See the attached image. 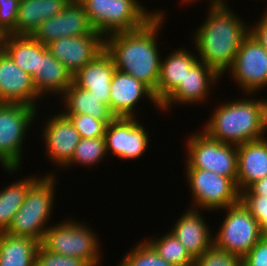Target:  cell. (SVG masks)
Listing matches in <instances>:
<instances>
[{
    "instance_id": "23",
    "label": "cell",
    "mask_w": 267,
    "mask_h": 266,
    "mask_svg": "<svg viewBox=\"0 0 267 266\" xmlns=\"http://www.w3.org/2000/svg\"><path fill=\"white\" fill-rule=\"evenodd\" d=\"M198 60L191 52L183 49L173 51L161 61L158 84L154 95L161 104L183 81L191 66Z\"/></svg>"
},
{
    "instance_id": "24",
    "label": "cell",
    "mask_w": 267,
    "mask_h": 266,
    "mask_svg": "<svg viewBox=\"0 0 267 266\" xmlns=\"http://www.w3.org/2000/svg\"><path fill=\"white\" fill-rule=\"evenodd\" d=\"M71 0H20L15 35H32L38 26L64 10Z\"/></svg>"
},
{
    "instance_id": "30",
    "label": "cell",
    "mask_w": 267,
    "mask_h": 266,
    "mask_svg": "<svg viewBox=\"0 0 267 266\" xmlns=\"http://www.w3.org/2000/svg\"><path fill=\"white\" fill-rule=\"evenodd\" d=\"M107 156L104 137L81 138L72 159L64 166L86 165L92 166L99 163Z\"/></svg>"
},
{
    "instance_id": "15",
    "label": "cell",
    "mask_w": 267,
    "mask_h": 266,
    "mask_svg": "<svg viewBox=\"0 0 267 266\" xmlns=\"http://www.w3.org/2000/svg\"><path fill=\"white\" fill-rule=\"evenodd\" d=\"M40 97L32 76L20 69L0 48V103L26 104L36 108Z\"/></svg>"
},
{
    "instance_id": "8",
    "label": "cell",
    "mask_w": 267,
    "mask_h": 266,
    "mask_svg": "<svg viewBox=\"0 0 267 266\" xmlns=\"http://www.w3.org/2000/svg\"><path fill=\"white\" fill-rule=\"evenodd\" d=\"M224 209L227 213L213 244L243 258L263 237L259 223L241 201Z\"/></svg>"
},
{
    "instance_id": "19",
    "label": "cell",
    "mask_w": 267,
    "mask_h": 266,
    "mask_svg": "<svg viewBox=\"0 0 267 266\" xmlns=\"http://www.w3.org/2000/svg\"><path fill=\"white\" fill-rule=\"evenodd\" d=\"M115 71L114 61L104 49L73 75V82L78 87L90 91L100 102L109 106L111 81Z\"/></svg>"
},
{
    "instance_id": "20",
    "label": "cell",
    "mask_w": 267,
    "mask_h": 266,
    "mask_svg": "<svg viewBox=\"0 0 267 266\" xmlns=\"http://www.w3.org/2000/svg\"><path fill=\"white\" fill-rule=\"evenodd\" d=\"M267 176V137L237 146V180L239 191Z\"/></svg>"
},
{
    "instance_id": "22",
    "label": "cell",
    "mask_w": 267,
    "mask_h": 266,
    "mask_svg": "<svg viewBox=\"0 0 267 266\" xmlns=\"http://www.w3.org/2000/svg\"><path fill=\"white\" fill-rule=\"evenodd\" d=\"M33 81L40 96L49 92L61 96L73 83V75L49 52L47 46L40 43L39 73Z\"/></svg>"
},
{
    "instance_id": "35",
    "label": "cell",
    "mask_w": 267,
    "mask_h": 266,
    "mask_svg": "<svg viewBox=\"0 0 267 266\" xmlns=\"http://www.w3.org/2000/svg\"><path fill=\"white\" fill-rule=\"evenodd\" d=\"M35 266H89L84 260L74 256L55 254L41 244L36 253Z\"/></svg>"
},
{
    "instance_id": "3",
    "label": "cell",
    "mask_w": 267,
    "mask_h": 266,
    "mask_svg": "<svg viewBox=\"0 0 267 266\" xmlns=\"http://www.w3.org/2000/svg\"><path fill=\"white\" fill-rule=\"evenodd\" d=\"M266 100L243 97L220 104L202 131L214 140L235 146L263 138L267 131Z\"/></svg>"
},
{
    "instance_id": "26",
    "label": "cell",
    "mask_w": 267,
    "mask_h": 266,
    "mask_svg": "<svg viewBox=\"0 0 267 266\" xmlns=\"http://www.w3.org/2000/svg\"><path fill=\"white\" fill-rule=\"evenodd\" d=\"M61 97L65 108V111H61L62 114H89L106 124L115 118L107 104L100 102L90 91L78 87L74 82Z\"/></svg>"
},
{
    "instance_id": "25",
    "label": "cell",
    "mask_w": 267,
    "mask_h": 266,
    "mask_svg": "<svg viewBox=\"0 0 267 266\" xmlns=\"http://www.w3.org/2000/svg\"><path fill=\"white\" fill-rule=\"evenodd\" d=\"M0 48L23 71L34 79L39 73L40 42L31 35L1 36Z\"/></svg>"
},
{
    "instance_id": "18",
    "label": "cell",
    "mask_w": 267,
    "mask_h": 266,
    "mask_svg": "<svg viewBox=\"0 0 267 266\" xmlns=\"http://www.w3.org/2000/svg\"><path fill=\"white\" fill-rule=\"evenodd\" d=\"M46 126V127H45ZM43 139L46 144V155L54 164L65 166L73 157L75 149L80 142V134L73 127L67 117L61 112L51 116L45 122Z\"/></svg>"
},
{
    "instance_id": "32",
    "label": "cell",
    "mask_w": 267,
    "mask_h": 266,
    "mask_svg": "<svg viewBox=\"0 0 267 266\" xmlns=\"http://www.w3.org/2000/svg\"><path fill=\"white\" fill-rule=\"evenodd\" d=\"M69 119L81 138L104 137L107 124L89 114H63Z\"/></svg>"
},
{
    "instance_id": "4",
    "label": "cell",
    "mask_w": 267,
    "mask_h": 266,
    "mask_svg": "<svg viewBox=\"0 0 267 266\" xmlns=\"http://www.w3.org/2000/svg\"><path fill=\"white\" fill-rule=\"evenodd\" d=\"M47 174L42 178L38 176L29 186L26 198L13 217L6 233L12 236L33 238L41 243L48 229L45 225L50 221L53 211L54 188L57 183L54 174Z\"/></svg>"
},
{
    "instance_id": "39",
    "label": "cell",
    "mask_w": 267,
    "mask_h": 266,
    "mask_svg": "<svg viewBox=\"0 0 267 266\" xmlns=\"http://www.w3.org/2000/svg\"><path fill=\"white\" fill-rule=\"evenodd\" d=\"M240 195H262L267 197V176L254 182L246 190L241 191Z\"/></svg>"
},
{
    "instance_id": "5",
    "label": "cell",
    "mask_w": 267,
    "mask_h": 266,
    "mask_svg": "<svg viewBox=\"0 0 267 266\" xmlns=\"http://www.w3.org/2000/svg\"><path fill=\"white\" fill-rule=\"evenodd\" d=\"M78 1L84 6L91 26L104 38L113 33L139 29L155 15H165L161 10L147 11L138 0Z\"/></svg>"
},
{
    "instance_id": "27",
    "label": "cell",
    "mask_w": 267,
    "mask_h": 266,
    "mask_svg": "<svg viewBox=\"0 0 267 266\" xmlns=\"http://www.w3.org/2000/svg\"><path fill=\"white\" fill-rule=\"evenodd\" d=\"M40 242L0 232V266H35Z\"/></svg>"
},
{
    "instance_id": "38",
    "label": "cell",
    "mask_w": 267,
    "mask_h": 266,
    "mask_svg": "<svg viewBox=\"0 0 267 266\" xmlns=\"http://www.w3.org/2000/svg\"><path fill=\"white\" fill-rule=\"evenodd\" d=\"M255 26L249 28V33L267 50V11Z\"/></svg>"
},
{
    "instance_id": "12",
    "label": "cell",
    "mask_w": 267,
    "mask_h": 266,
    "mask_svg": "<svg viewBox=\"0 0 267 266\" xmlns=\"http://www.w3.org/2000/svg\"><path fill=\"white\" fill-rule=\"evenodd\" d=\"M106 151L119 159L136 160L149 144V136L135 117H115L104 134Z\"/></svg>"
},
{
    "instance_id": "34",
    "label": "cell",
    "mask_w": 267,
    "mask_h": 266,
    "mask_svg": "<svg viewBox=\"0 0 267 266\" xmlns=\"http://www.w3.org/2000/svg\"><path fill=\"white\" fill-rule=\"evenodd\" d=\"M240 201L257 220L263 236H267V197L262 195H240Z\"/></svg>"
},
{
    "instance_id": "16",
    "label": "cell",
    "mask_w": 267,
    "mask_h": 266,
    "mask_svg": "<svg viewBox=\"0 0 267 266\" xmlns=\"http://www.w3.org/2000/svg\"><path fill=\"white\" fill-rule=\"evenodd\" d=\"M221 76L211 67L197 60L186 73L178 87L160 104V109L166 111L174 104L204 103L208 98L210 87L216 85Z\"/></svg>"
},
{
    "instance_id": "7",
    "label": "cell",
    "mask_w": 267,
    "mask_h": 266,
    "mask_svg": "<svg viewBox=\"0 0 267 266\" xmlns=\"http://www.w3.org/2000/svg\"><path fill=\"white\" fill-rule=\"evenodd\" d=\"M37 109L26 104L0 103V164L13 174L22 164L23 140Z\"/></svg>"
},
{
    "instance_id": "9",
    "label": "cell",
    "mask_w": 267,
    "mask_h": 266,
    "mask_svg": "<svg viewBox=\"0 0 267 266\" xmlns=\"http://www.w3.org/2000/svg\"><path fill=\"white\" fill-rule=\"evenodd\" d=\"M186 142V168H199L237 180V146L208 137L203 131Z\"/></svg>"
},
{
    "instance_id": "29",
    "label": "cell",
    "mask_w": 267,
    "mask_h": 266,
    "mask_svg": "<svg viewBox=\"0 0 267 266\" xmlns=\"http://www.w3.org/2000/svg\"><path fill=\"white\" fill-rule=\"evenodd\" d=\"M151 239L148 242L166 262L173 266H194L195 260L170 231L160 238Z\"/></svg>"
},
{
    "instance_id": "21",
    "label": "cell",
    "mask_w": 267,
    "mask_h": 266,
    "mask_svg": "<svg viewBox=\"0 0 267 266\" xmlns=\"http://www.w3.org/2000/svg\"><path fill=\"white\" fill-rule=\"evenodd\" d=\"M212 232L198 209L190 208L174 224L171 233L195 260L212 244Z\"/></svg>"
},
{
    "instance_id": "1",
    "label": "cell",
    "mask_w": 267,
    "mask_h": 266,
    "mask_svg": "<svg viewBox=\"0 0 267 266\" xmlns=\"http://www.w3.org/2000/svg\"><path fill=\"white\" fill-rule=\"evenodd\" d=\"M164 17L155 15L139 29L105 37V50L111 55L115 68L143 82L153 92L157 88L162 61L156 35Z\"/></svg>"
},
{
    "instance_id": "14",
    "label": "cell",
    "mask_w": 267,
    "mask_h": 266,
    "mask_svg": "<svg viewBox=\"0 0 267 266\" xmlns=\"http://www.w3.org/2000/svg\"><path fill=\"white\" fill-rule=\"evenodd\" d=\"M47 48L75 75L105 49V38L94 30L88 35L60 38L50 43Z\"/></svg>"
},
{
    "instance_id": "17",
    "label": "cell",
    "mask_w": 267,
    "mask_h": 266,
    "mask_svg": "<svg viewBox=\"0 0 267 266\" xmlns=\"http://www.w3.org/2000/svg\"><path fill=\"white\" fill-rule=\"evenodd\" d=\"M146 97L160 110L154 92L143 82L116 69L110 87L109 109L115 117H137L135 106Z\"/></svg>"
},
{
    "instance_id": "10",
    "label": "cell",
    "mask_w": 267,
    "mask_h": 266,
    "mask_svg": "<svg viewBox=\"0 0 267 266\" xmlns=\"http://www.w3.org/2000/svg\"><path fill=\"white\" fill-rule=\"evenodd\" d=\"M186 176L193 195L191 208L224 210L240 201L237 184L228 177L199 168H186Z\"/></svg>"
},
{
    "instance_id": "40",
    "label": "cell",
    "mask_w": 267,
    "mask_h": 266,
    "mask_svg": "<svg viewBox=\"0 0 267 266\" xmlns=\"http://www.w3.org/2000/svg\"><path fill=\"white\" fill-rule=\"evenodd\" d=\"M195 1V3L197 2V1H199V0H190V2H194ZM211 7H214V6H228L227 4H226V0H211L210 1V4H209Z\"/></svg>"
},
{
    "instance_id": "2",
    "label": "cell",
    "mask_w": 267,
    "mask_h": 266,
    "mask_svg": "<svg viewBox=\"0 0 267 266\" xmlns=\"http://www.w3.org/2000/svg\"><path fill=\"white\" fill-rule=\"evenodd\" d=\"M209 7L208 18L196 29L193 39L199 53L197 55L200 56L198 60L222 77L232 67L243 39L249 34L250 26L228 6Z\"/></svg>"
},
{
    "instance_id": "36",
    "label": "cell",
    "mask_w": 267,
    "mask_h": 266,
    "mask_svg": "<svg viewBox=\"0 0 267 266\" xmlns=\"http://www.w3.org/2000/svg\"><path fill=\"white\" fill-rule=\"evenodd\" d=\"M20 0H0V35L15 34Z\"/></svg>"
},
{
    "instance_id": "11",
    "label": "cell",
    "mask_w": 267,
    "mask_h": 266,
    "mask_svg": "<svg viewBox=\"0 0 267 266\" xmlns=\"http://www.w3.org/2000/svg\"><path fill=\"white\" fill-rule=\"evenodd\" d=\"M229 70L243 92L256 93L267 86V50L249 33Z\"/></svg>"
},
{
    "instance_id": "37",
    "label": "cell",
    "mask_w": 267,
    "mask_h": 266,
    "mask_svg": "<svg viewBox=\"0 0 267 266\" xmlns=\"http://www.w3.org/2000/svg\"><path fill=\"white\" fill-rule=\"evenodd\" d=\"M243 266H267V240H261L243 257Z\"/></svg>"
},
{
    "instance_id": "28",
    "label": "cell",
    "mask_w": 267,
    "mask_h": 266,
    "mask_svg": "<svg viewBox=\"0 0 267 266\" xmlns=\"http://www.w3.org/2000/svg\"><path fill=\"white\" fill-rule=\"evenodd\" d=\"M36 177L29 176L0 190V232H5L17 211L22 206L29 186L36 180Z\"/></svg>"
},
{
    "instance_id": "33",
    "label": "cell",
    "mask_w": 267,
    "mask_h": 266,
    "mask_svg": "<svg viewBox=\"0 0 267 266\" xmlns=\"http://www.w3.org/2000/svg\"><path fill=\"white\" fill-rule=\"evenodd\" d=\"M194 266H243V258L230 254L212 244L195 259Z\"/></svg>"
},
{
    "instance_id": "31",
    "label": "cell",
    "mask_w": 267,
    "mask_h": 266,
    "mask_svg": "<svg viewBox=\"0 0 267 266\" xmlns=\"http://www.w3.org/2000/svg\"><path fill=\"white\" fill-rule=\"evenodd\" d=\"M145 240L136 244V247L133 246L117 266H173L156 252L147 239Z\"/></svg>"
},
{
    "instance_id": "13",
    "label": "cell",
    "mask_w": 267,
    "mask_h": 266,
    "mask_svg": "<svg viewBox=\"0 0 267 266\" xmlns=\"http://www.w3.org/2000/svg\"><path fill=\"white\" fill-rule=\"evenodd\" d=\"M93 31L84 6L78 0H71L63 11L42 22L31 36L48 46L60 38L88 35Z\"/></svg>"
},
{
    "instance_id": "6",
    "label": "cell",
    "mask_w": 267,
    "mask_h": 266,
    "mask_svg": "<svg viewBox=\"0 0 267 266\" xmlns=\"http://www.w3.org/2000/svg\"><path fill=\"white\" fill-rule=\"evenodd\" d=\"M63 221L48 226L40 244L55 254L78 257L89 266H98L101 259L99 246L101 243L97 234L82 222L71 219Z\"/></svg>"
}]
</instances>
